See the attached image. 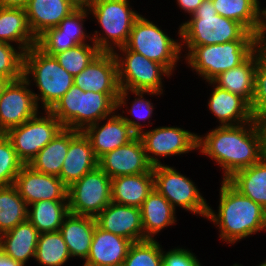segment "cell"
Masks as SVG:
<instances>
[{
	"instance_id": "d590c367",
	"label": "cell",
	"mask_w": 266,
	"mask_h": 266,
	"mask_svg": "<svg viewBox=\"0 0 266 266\" xmlns=\"http://www.w3.org/2000/svg\"><path fill=\"white\" fill-rule=\"evenodd\" d=\"M70 257L68 246L59 231L39 235L34 258L41 265L62 266Z\"/></svg>"
},
{
	"instance_id": "603a6c76",
	"label": "cell",
	"mask_w": 266,
	"mask_h": 266,
	"mask_svg": "<svg viewBox=\"0 0 266 266\" xmlns=\"http://www.w3.org/2000/svg\"><path fill=\"white\" fill-rule=\"evenodd\" d=\"M132 243L131 240L104 231L96 225L85 264L89 266L123 264Z\"/></svg>"
},
{
	"instance_id": "5bb4252c",
	"label": "cell",
	"mask_w": 266,
	"mask_h": 266,
	"mask_svg": "<svg viewBox=\"0 0 266 266\" xmlns=\"http://www.w3.org/2000/svg\"><path fill=\"white\" fill-rule=\"evenodd\" d=\"M138 136L153 167L162 164L156 156L179 155L197 149L198 135L179 127H158L142 131Z\"/></svg>"
},
{
	"instance_id": "e0dca14e",
	"label": "cell",
	"mask_w": 266,
	"mask_h": 266,
	"mask_svg": "<svg viewBox=\"0 0 266 266\" xmlns=\"http://www.w3.org/2000/svg\"><path fill=\"white\" fill-rule=\"evenodd\" d=\"M13 185L27 205L42 200H68V187L58 176L38 172L29 165L22 166Z\"/></svg>"
},
{
	"instance_id": "f6af8a7d",
	"label": "cell",
	"mask_w": 266,
	"mask_h": 266,
	"mask_svg": "<svg viewBox=\"0 0 266 266\" xmlns=\"http://www.w3.org/2000/svg\"><path fill=\"white\" fill-rule=\"evenodd\" d=\"M177 2L181 9H183L186 13L193 15V13L202 3V0H177Z\"/></svg>"
},
{
	"instance_id": "83f0119b",
	"label": "cell",
	"mask_w": 266,
	"mask_h": 266,
	"mask_svg": "<svg viewBox=\"0 0 266 266\" xmlns=\"http://www.w3.org/2000/svg\"><path fill=\"white\" fill-rule=\"evenodd\" d=\"M145 239L153 240L155 234L176 222L175 209L155 188L140 207Z\"/></svg>"
},
{
	"instance_id": "e575fe53",
	"label": "cell",
	"mask_w": 266,
	"mask_h": 266,
	"mask_svg": "<svg viewBox=\"0 0 266 266\" xmlns=\"http://www.w3.org/2000/svg\"><path fill=\"white\" fill-rule=\"evenodd\" d=\"M220 16L242 24L248 31L254 32L258 21V0H212Z\"/></svg>"
},
{
	"instance_id": "ee69618b",
	"label": "cell",
	"mask_w": 266,
	"mask_h": 266,
	"mask_svg": "<svg viewBox=\"0 0 266 266\" xmlns=\"http://www.w3.org/2000/svg\"><path fill=\"white\" fill-rule=\"evenodd\" d=\"M266 8L260 9L258 6V21L257 26L253 32L256 45H266Z\"/></svg>"
},
{
	"instance_id": "2e32d148",
	"label": "cell",
	"mask_w": 266,
	"mask_h": 266,
	"mask_svg": "<svg viewBox=\"0 0 266 266\" xmlns=\"http://www.w3.org/2000/svg\"><path fill=\"white\" fill-rule=\"evenodd\" d=\"M86 5H79L58 26L45 30L37 37L36 46L48 55L57 53L85 44L86 33L83 29V21L89 14ZM88 12V13H87Z\"/></svg>"
},
{
	"instance_id": "9a60e30c",
	"label": "cell",
	"mask_w": 266,
	"mask_h": 266,
	"mask_svg": "<svg viewBox=\"0 0 266 266\" xmlns=\"http://www.w3.org/2000/svg\"><path fill=\"white\" fill-rule=\"evenodd\" d=\"M99 127V122L87 126L82 132L89 139L95 156L99 159L105 153L127 144L143 131L142 124L121 115H111Z\"/></svg>"
},
{
	"instance_id": "30bf717a",
	"label": "cell",
	"mask_w": 266,
	"mask_h": 266,
	"mask_svg": "<svg viewBox=\"0 0 266 266\" xmlns=\"http://www.w3.org/2000/svg\"><path fill=\"white\" fill-rule=\"evenodd\" d=\"M112 179L98 166L68 187L69 213L95 218L112 202Z\"/></svg>"
},
{
	"instance_id": "7402d4cb",
	"label": "cell",
	"mask_w": 266,
	"mask_h": 266,
	"mask_svg": "<svg viewBox=\"0 0 266 266\" xmlns=\"http://www.w3.org/2000/svg\"><path fill=\"white\" fill-rule=\"evenodd\" d=\"M79 5L75 0H28L25 11L32 33L37 38L58 26Z\"/></svg>"
},
{
	"instance_id": "484cf974",
	"label": "cell",
	"mask_w": 266,
	"mask_h": 266,
	"mask_svg": "<svg viewBox=\"0 0 266 266\" xmlns=\"http://www.w3.org/2000/svg\"><path fill=\"white\" fill-rule=\"evenodd\" d=\"M96 225V219L89 216L69 213L64 218L59 232L68 246L71 257L87 259Z\"/></svg>"
},
{
	"instance_id": "44dd1931",
	"label": "cell",
	"mask_w": 266,
	"mask_h": 266,
	"mask_svg": "<svg viewBox=\"0 0 266 266\" xmlns=\"http://www.w3.org/2000/svg\"><path fill=\"white\" fill-rule=\"evenodd\" d=\"M97 167L98 158L89 139L82 131L69 129V149L58 177L69 187Z\"/></svg>"
},
{
	"instance_id": "4316f807",
	"label": "cell",
	"mask_w": 266,
	"mask_h": 266,
	"mask_svg": "<svg viewBox=\"0 0 266 266\" xmlns=\"http://www.w3.org/2000/svg\"><path fill=\"white\" fill-rule=\"evenodd\" d=\"M39 235V231L27 219L0 235V249L9 258L25 265L30 257H35Z\"/></svg>"
},
{
	"instance_id": "6da1fadb",
	"label": "cell",
	"mask_w": 266,
	"mask_h": 266,
	"mask_svg": "<svg viewBox=\"0 0 266 266\" xmlns=\"http://www.w3.org/2000/svg\"><path fill=\"white\" fill-rule=\"evenodd\" d=\"M197 148L223 168V180H228L266 154V123L254 118L240 125H219L204 138L198 136Z\"/></svg>"
},
{
	"instance_id": "8992f818",
	"label": "cell",
	"mask_w": 266,
	"mask_h": 266,
	"mask_svg": "<svg viewBox=\"0 0 266 266\" xmlns=\"http://www.w3.org/2000/svg\"><path fill=\"white\" fill-rule=\"evenodd\" d=\"M103 29L104 37L95 31L92 40L101 52H114L128 41L134 22L141 16L132 10L128 0H91L86 4ZM99 35V36H98ZM101 35V36H100ZM106 35V36H105ZM110 39L111 41L109 42ZM115 47H113V45Z\"/></svg>"
},
{
	"instance_id": "7a4b0ae2",
	"label": "cell",
	"mask_w": 266,
	"mask_h": 266,
	"mask_svg": "<svg viewBox=\"0 0 266 266\" xmlns=\"http://www.w3.org/2000/svg\"><path fill=\"white\" fill-rule=\"evenodd\" d=\"M206 218L217 224L219 237L231 244L266 229V209L242 195L227 180L221 184L218 214L209 206Z\"/></svg>"
},
{
	"instance_id": "ab89813d",
	"label": "cell",
	"mask_w": 266,
	"mask_h": 266,
	"mask_svg": "<svg viewBox=\"0 0 266 266\" xmlns=\"http://www.w3.org/2000/svg\"><path fill=\"white\" fill-rule=\"evenodd\" d=\"M23 165L9 138L0 133V186L14 184Z\"/></svg>"
},
{
	"instance_id": "d6a6232c",
	"label": "cell",
	"mask_w": 266,
	"mask_h": 266,
	"mask_svg": "<svg viewBox=\"0 0 266 266\" xmlns=\"http://www.w3.org/2000/svg\"><path fill=\"white\" fill-rule=\"evenodd\" d=\"M28 208L27 219L39 233L57 232L69 214L68 200H42Z\"/></svg>"
},
{
	"instance_id": "4dcf8cb0",
	"label": "cell",
	"mask_w": 266,
	"mask_h": 266,
	"mask_svg": "<svg viewBox=\"0 0 266 266\" xmlns=\"http://www.w3.org/2000/svg\"><path fill=\"white\" fill-rule=\"evenodd\" d=\"M242 195L266 209V154L255 164L227 180Z\"/></svg>"
},
{
	"instance_id": "f907efd6",
	"label": "cell",
	"mask_w": 266,
	"mask_h": 266,
	"mask_svg": "<svg viewBox=\"0 0 266 266\" xmlns=\"http://www.w3.org/2000/svg\"><path fill=\"white\" fill-rule=\"evenodd\" d=\"M260 266H266V260H265V262H263L262 264H260Z\"/></svg>"
},
{
	"instance_id": "b9f144b4",
	"label": "cell",
	"mask_w": 266,
	"mask_h": 266,
	"mask_svg": "<svg viewBox=\"0 0 266 266\" xmlns=\"http://www.w3.org/2000/svg\"><path fill=\"white\" fill-rule=\"evenodd\" d=\"M163 266H201L195 255L182 248H176L163 252L162 250Z\"/></svg>"
},
{
	"instance_id": "9c48e42d",
	"label": "cell",
	"mask_w": 266,
	"mask_h": 266,
	"mask_svg": "<svg viewBox=\"0 0 266 266\" xmlns=\"http://www.w3.org/2000/svg\"><path fill=\"white\" fill-rule=\"evenodd\" d=\"M126 49L163 65L171 74L181 54L182 44L168 37L157 25L142 15L134 22Z\"/></svg>"
},
{
	"instance_id": "277c9868",
	"label": "cell",
	"mask_w": 266,
	"mask_h": 266,
	"mask_svg": "<svg viewBox=\"0 0 266 266\" xmlns=\"http://www.w3.org/2000/svg\"><path fill=\"white\" fill-rule=\"evenodd\" d=\"M119 94L83 91L73 85L49 110L66 129L83 131L116 110Z\"/></svg>"
},
{
	"instance_id": "f546056e",
	"label": "cell",
	"mask_w": 266,
	"mask_h": 266,
	"mask_svg": "<svg viewBox=\"0 0 266 266\" xmlns=\"http://www.w3.org/2000/svg\"><path fill=\"white\" fill-rule=\"evenodd\" d=\"M0 41L16 42L24 52L36 45L37 38L29 27L25 9L0 7Z\"/></svg>"
},
{
	"instance_id": "74e56055",
	"label": "cell",
	"mask_w": 266,
	"mask_h": 266,
	"mask_svg": "<svg viewBox=\"0 0 266 266\" xmlns=\"http://www.w3.org/2000/svg\"><path fill=\"white\" fill-rule=\"evenodd\" d=\"M100 52L94 43L92 46L85 43L57 53L54 57L69 74L75 76L84 70Z\"/></svg>"
},
{
	"instance_id": "7bdbcfd3",
	"label": "cell",
	"mask_w": 266,
	"mask_h": 266,
	"mask_svg": "<svg viewBox=\"0 0 266 266\" xmlns=\"http://www.w3.org/2000/svg\"><path fill=\"white\" fill-rule=\"evenodd\" d=\"M133 94H135L136 96H138L139 98H135V101H133L132 107L129 110V114H131L132 116H136L139 120H145V119H149L151 117V114L153 112V105L149 100H146L143 98V94L147 93V94H153V95H160V93L155 92V91H130ZM144 111L145 114L141 115L142 112ZM143 112V113H144Z\"/></svg>"
},
{
	"instance_id": "ffe728a7",
	"label": "cell",
	"mask_w": 266,
	"mask_h": 266,
	"mask_svg": "<svg viewBox=\"0 0 266 266\" xmlns=\"http://www.w3.org/2000/svg\"><path fill=\"white\" fill-rule=\"evenodd\" d=\"M96 224L104 231L127 238L132 242L144 237L140 208L111 202L96 217Z\"/></svg>"
},
{
	"instance_id": "1f68e13d",
	"label": "cell",
	"mask_w": 266,
	"mask_h": 266,
	"mask_svg": "<svg viewBox=\"0 0 266 266\" xmlns=\"http://www.w3.org/2000/svg\"><path fill=\"white\" fill-rule=\"evenodd\" d=\"M69 149V129L63 128L28 164L32 169L59 176Z\"/></svg>"
},
{
	"instance_id": "c3c4849f",
	"label": "cell",
	"mask_w": 266,
	"mask_h": 266,
	"mask_svg": "<svg viewBox=\"0 0 266 266\" xmlns=\"http://www.w3.org/2000/svg\"><path fill=\"white\" fill-rule=\"evenodd\" d=\"M9 82H10L9 80L0 76V97L3 93L4 88L7 86Z\"/></svg>"
},
{
	"instance_id": "836d02e7",
	"label": "cell",
	"mask_w": 266,
	"mask_h": 266,
	"mask_svg": "<svg viewBox=\"0 0 266 266\" xmlns=\"http://www.w3.org/2000/svg\"><path fill=\"white\" fill-rule=\"evenodd\" d=\"M28 205L15 186H0V235L27 220Z\"/></svg>"
},
{
	"instance_id": "ba28073f",
	"label": "cell",
	"mask_w": 266,
	"mask_h": 266,
	"mask_svg": "<svg viewBox=\"0 0 266 266\" xmlns=\"http://www.w3.org/2000/svg\"><path fill=\"white\" fill-rule=\"evenodd\" d=\"M255 40L201 45L186 54V61L207 82L243 63L256 49Z\"/></svg>"
},
{
	"instance_id": "5b68a950",
	"label": "cell",
	"mask_w": 266,
	"mask_h": 266,
	"mask_svg": "<svg viewBox=\"0 0 266 266\" xmlns=\"http://www.w3.org/2000/svg\"><path fill=\"white\" fill-rule=\"evenodd\" d=\"M29 75L40 90V95L34 93L36 102L38 104L40 100L45 111H49L74 85V76L54 56L46 54L36 45L24 54L23 77L29 78Z\"/></svg>"
},
{
	"instance_id": "ac0fdd59",
	"label": "cell",
	"mask_w": 266,
	"mask_h": 266,
	"mask_svg": "<svg viewBox=\"0 0 266 266\" xmlns=\"http://www.w3.org/2000/svg\"><path fill=\"white\" fill-rule=\"evenodd\" d=\"M98 166L112 179L114 177L149 172V163L139 136L127 144L105 153L98 159Z\"/></svg>"
},
{
	"instance_id": "d4e9b609",
	"label": "cell",
	"mask_w": 266,
	"mask_h": 266,
	"mask_svg": "<svg viewBox=\"0 0 266 266\" xmlns=\"http://www.w3.org/2000/svg\"><path fill=\"white\" fill-rule=\"evenodd\" d=\"M154 188L153 168L146 173L112 178V202L140 208Z\"/></svg>"
},
{
	"instance_id": "7dc6e473",
	"label": "cell",
	"mask_w": 266,
	"mask_h": 266,
	"mask_svg": "<svg viewBox=\"0 0 266 266\" xmlns=\"http://www.w3.org/2000/svg\"><path fill=\"white\" fill-rule=\"evenodd\" d=\"M0 266H25L23 263L15 261L4 254L0 249Z\"/></svg>"
},
{
	"instance_id": "bcb514c9",
	"label": "cell",
	"mask_w": 266,
	"mask_h": 266,
	"mask_svg": "<svg viewBox=\"0 0 266 266\" xmlns=\"http://www.w3.org/2000/svg\"><path fill=\"white\" fill-rule=\"evenodd\" d=\"M28 0H0V7L25 9Z\"/></svg>"
},
{
	"instance_id": "3957f363",
	"label": "cell",
	"mask_w": 266,
	"mask_h": 266,
	"mask_svg": "<svg viewBox=\"0 0 266 266\" xmlns=\"http://www.w3.org/2000/svg\"><path fill=\"white\" fill-rule=\"evenodd\" d=\"M191 16L181 24L178 34L187 45L188 53L196 46L227 43L234 40H255L253 33L242 24L220 16L212 0L202 3Z\"/></svg>"
},
{
	"instance_id": "f35d334b",
	"label": "cell",
	"mask_w": 266,
	"mask_h": 266,
	"mask_svg": "<svg viewBox=\"0 0 266 266\" xmlns=\"http://www.w3.org/2000/svg\"><path fill=\"white\" fill-rule=\"evenodd\" d=\"M124 266H163L162 249L156 240L133 242L129 247Z\"/></svg>"
},
{
	"instance_id": "cb8c5ba5",
	"label": "cell",
	"mask_w": 266,
	"mask_h": 266,
	"mask_svg": "<svg viewBox=\"0 0 266 266\" xmlns=\"http://www.w3.org/2000/svg\"><path fill=\"white\" fill-rule=\"evenodd\" d=\"M208 108L219 119L220 126H234L254 119L250 104L240 95L215 86Z\"/></svg>"
},
{
	"instance_id": "7c38bea8",
	"label": "cell",
	"mask_w": 266,
	"mask_h": 266,
	"mask_svg": "<svg viewBox=\"0 0 266 266\" xmlns=\"http://www.w3.org/2000/svg\"><path fill=\"white\" fill-rule=\"evenodd\" d=\"M154 188L176 209V205L194 214L207 217L209 206L201 196L194 182L173 167H153Z\"/></svg>"
},
{
	"instance_id": "681fc988",
	"label": "cell",
	"mask_w": 266,
	"mask_h": 266,
	"mask_svg": "<svg viewBox=\"0 0 266 266\" xmlns=\"http://www.w3.org/2000/svg\"><path fill=\"white\" fill-rule=\"evenodd\" d=\"M78 4L80 5H86L89 3L91 0H75Z\"/></svg>"
},
{
	"instance_id": "8d00e7d4",
	"label": "cell",
	"mask_w": 266,
	"mask_h": 266,
	"mask_svg": "<svg viewBox=\"0 0 266 266\" xmlns=\"http://www.w3.org/2000/svg\"><path fill=\"white\" fill-rule=\"evenodd\" d=\"M250 109L255 119L266 121V45H257L254 96Z\"/></svg>"
},
{
	"instance_id": "52a82bcc",
	"label": "cell",
	"mask_w": 266,
	"mask_h": 266,
	"mask_svg": "<svg viewBox=\"0 0 266 266\" xmlns=\"http://www.w3.org/2000/svg\"><path fill=\"white\" fill-rule=\"evenodd\" d=\"M119 49L123 52V56H126L122 58L118 53L113 52L117 62L120 86L116 109L121 107L122 104H127L125 101L129 91H155L162 94L161 76H170L171 73L163 65L137 52L128 50L125 47H120Z\"/></svg>"
},
{
	"instance_id": "f1b7e54d",
	"label": "cell",
	"mask_w": 266,
	"mask_h": 266,
	"mask_svg": "<svg viewBox=\"0 0 266 266\" xmlns=\"http://www.w3.org/2000/svg\"><path fill=\"white\" fill-rule=\"evenodd\" d=\"M257 63V46L255 51L240 65L221 73L209 84H215L226 91L240 95L249 104L254 96V72Z\"/></svg>"
},
{
	"instance_id": "8fae6325",
	"label": "cell",
	"mask_w": 266,
	"mask_h": 266,
	"mask_svg": "<svg viewBox=\"0 0 266 266\" xmlns=\"http://www.w3.org/2000/svg\"><path fill=\"white\" fill-rule=\"evenodd\" d=\"M45 112L47 116L39 117L37 114L5 133L17 157L24 165H28L37 153L64 128L50 111Z\"/></svg>"
},
{
	"instance_id": "4fadbf2b",
	"label": "cell",
	"mask_w": 266,
	"mask_h": 266,
	"mask_svg": "<svg viewBox=\"0 0 266 266\" xmlns=\"http://www.w3.org/2000/svg\"><path fill=\"white\" fill-rule=\"evenodd\" d=\"M29 85V78L22 77L4 88L0 97V133L5 134L38 114L39 105Z\"/></svg>"
},
{
	"instance_id": "60d3db41",
	"label": "cell",
	"mask_w": 266,
	"mask_h": 266,
	"mask_svg": "<svg viewBox=\"0 0 266 266\" xmlns=\"http://www.w3.org/2000/svg\"><path fill=\"white\" fill-rule=\"evenodd\" d=\"M18 50L13 45L0 41V76L10 82L23 77L25 52Z\"/></svg>"
},
{
	"instance_id": "d6986e66",
	"label": "cell",
	"mask_w": 266,
	"mask_h": 266,
	"mask_svg": "<svg viewBox=\"0 0 266 266\" xmlns=\"http://www.w3.org/2000/svg\"><path fill=\"white\" fill-rule=\"evenodd\" d=\"M73 83L85 92L119 94L117 62L113 52H100L84 70L74 76Z\"/></svg>"
}]
</instances>
